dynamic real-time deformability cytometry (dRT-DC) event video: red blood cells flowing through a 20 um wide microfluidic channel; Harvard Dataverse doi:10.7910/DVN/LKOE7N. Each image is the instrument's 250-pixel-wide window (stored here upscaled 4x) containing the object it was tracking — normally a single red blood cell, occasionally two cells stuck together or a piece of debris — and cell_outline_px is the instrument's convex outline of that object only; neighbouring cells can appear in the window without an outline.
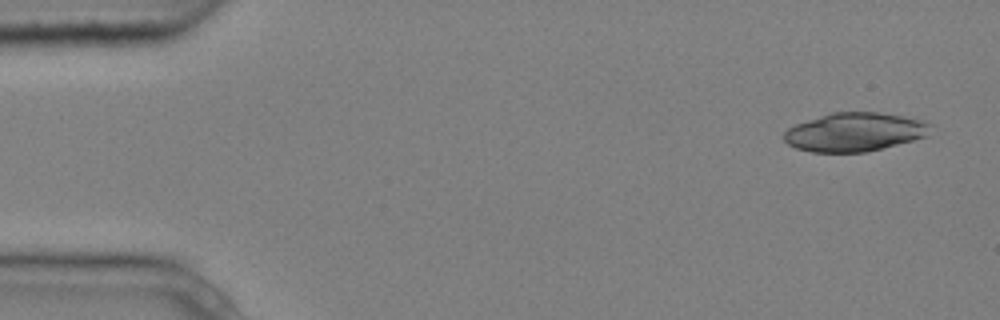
{"species": "common noctule bat (a hibernating species)", "species_latin": "Nyctalus noctula", "temperature_condition": "cold", "stored_images_in_passage": 5, "camera_frame_rate_fps": 3000, "um_per_image_px": 0.085, "animal": {"sex": "male", "body_mass_g": 20.4}, "frame": {"image": 1, "passage_image": 1, "time_ms": 0.0, "image_size_px": [1000, 320], "cell_outline_px": [[932, 124], [928, 136], [864, 152], [812, 152], [796, 148], [788, 144], [784, 140], [784, 132], [788, 128], [796, 124], [832, 112], [880, 112], [904, 116], [924, 120]], "centroid_in_image_um": [72.66, 11.21], "position_along_channel_um": 12.3, "area_um2": 32.89}}